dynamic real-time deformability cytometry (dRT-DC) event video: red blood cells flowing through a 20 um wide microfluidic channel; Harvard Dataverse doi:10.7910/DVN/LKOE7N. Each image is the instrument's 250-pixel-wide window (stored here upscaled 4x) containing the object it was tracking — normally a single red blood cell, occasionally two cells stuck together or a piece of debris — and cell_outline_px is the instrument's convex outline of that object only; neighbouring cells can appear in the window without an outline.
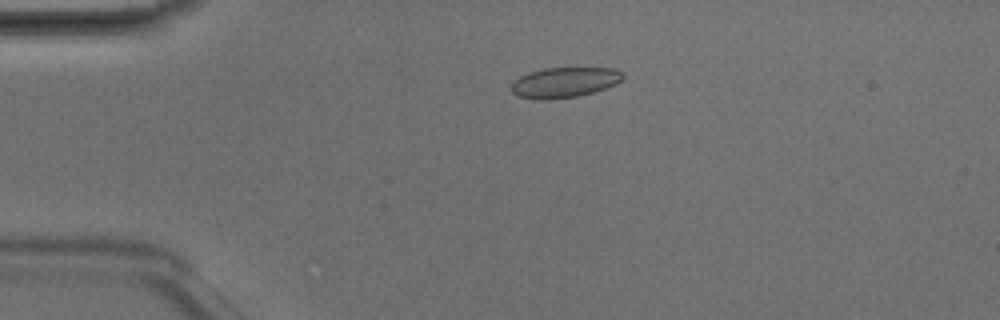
{"species": "Egyptian fruit bat (a non-hibernating species)", "species_latin": "Rousettus aegyptiacus", "temperature_condition": "room temperature", "stored_images_in_passage": 2, "camera_frame_rate_fps": 3000, "um_per_image_px": 0.085, "animal": {"sex": "male"}, "frame": {"image": 1, "passage_image": 1, "time_ms": 0.0, "image_size_px": [1000, 320], "cell_outline_px": [[624, 76], [616, 84], [592, 92], [576, 96], [548, 100], [540, 100], [516, 96], [512, 92], [512, 84], [520, 76], [544, 68], [612, 68], [620, 72]], "centroid_in_image_um": [47.95, 7.01], "position_along_channel_um": 37.1, "area_um2": 19.36}}